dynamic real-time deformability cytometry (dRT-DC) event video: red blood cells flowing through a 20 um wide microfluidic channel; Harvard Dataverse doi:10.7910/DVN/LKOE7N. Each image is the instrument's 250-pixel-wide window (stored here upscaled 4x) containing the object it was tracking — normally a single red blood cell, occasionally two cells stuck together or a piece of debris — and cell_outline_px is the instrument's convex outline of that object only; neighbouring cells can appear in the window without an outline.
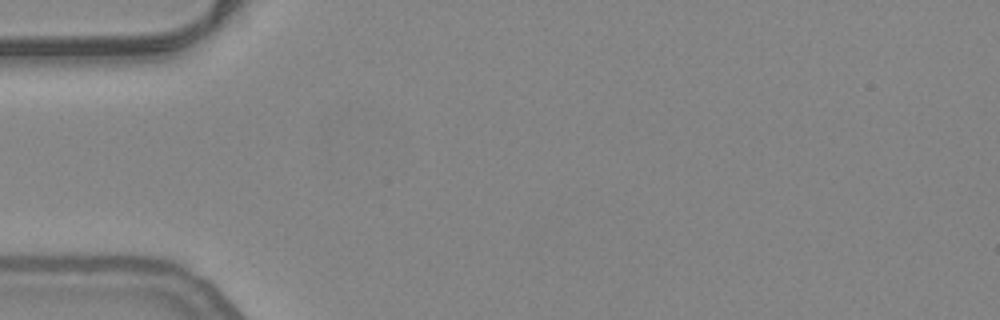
{"species": "common noctule bat (a hibernating species)", "species_latin": "Nyctalus noctula", "temperature_condition": "warm", "stored_images_in_passage": 3, "camera_frame_rate_fps": 3000, "um_per_image_px": 0.085, "animal": {"sex": "female", "body_mass_g": 24.6, "forearm_length_mm": 56.2}, "frame": {"image": 1, "passage_image": 1, "time_ms": 0.0, "image_size_px": [1000, 320], "cell_outline_px": [[192, 28], [176, 36], [152, 40], [36, 40], [36, 36], [184, 24], [192, 24]], "centroid_in_image_um": [10.51, 2.88], "position_along_channel_um": 74.5, "area_um2": 10.35}}